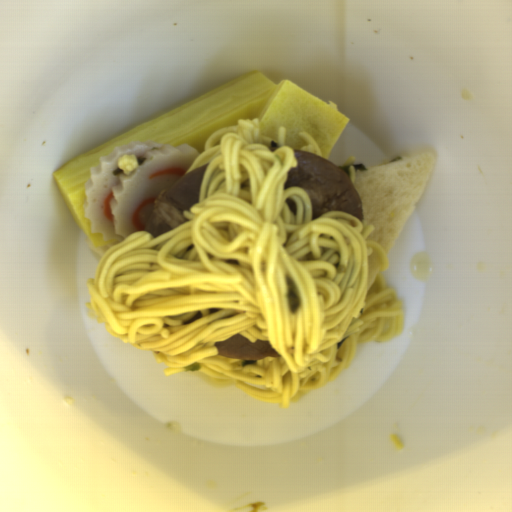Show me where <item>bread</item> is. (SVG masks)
Segmentation results:
<instances>
[{"label":"bread","instance_id":"bread-1","mask_svg":"<svg viewBox=\"0 0 512 512\" xmlns=\"http://www.w3.org/2000/svg\"><path fill=\"white\" fill-rule=\"evenodd\" d=\"M437 153L416 149L383 164L354 171L353 186L362 204L363 222L374 226L367 241L381 247L388 257L410 220L430 175Z\"/></svg>","mask_w":512,"mask_h":512},{"label":"bread","instance_id":"bread-2","mask_svg":"<svg viewBox=\"0 0 512 512\" xmlns=\"http://www.w3.org/2000/svg\"><path fill=\"white\" fill-rule=\"evenodd\" d=\"M381 270L382 269L380 268L377 257L374 254L372 256L368 257L367 276H366L367 291L374 284V282H375L376 278L379 276Z\"/></svg>","mask_w":512,"mask_h":512}]
</instances>
